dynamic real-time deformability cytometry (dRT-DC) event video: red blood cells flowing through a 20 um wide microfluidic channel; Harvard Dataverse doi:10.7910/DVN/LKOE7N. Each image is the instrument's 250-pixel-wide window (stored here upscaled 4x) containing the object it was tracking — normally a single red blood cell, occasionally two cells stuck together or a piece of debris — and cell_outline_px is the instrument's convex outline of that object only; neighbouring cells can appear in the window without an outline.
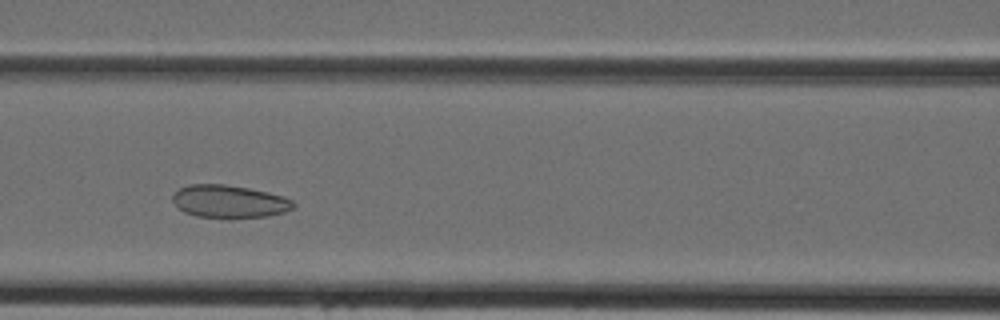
{"species": "Egyptian fruit bat (a non-hibernating species)", "species_latin": "Rousettus aegyptiacus", "temperature_condition": "cold", "stored_images_in_passage": 31, "camera_frame_rate_fps": 3000, "um_per_image_px": 0.085, "animal": {"sex": "female"}, "frame": {"image": 1, "passage_image": 8, "time_ms": 2.333, "image_size_px": [1000, 320], "cell_outline_px": [[296, 204], [292, 208], [284, 212], [268, 216], [196, 216], [184, 212], [172, 200], [172, 196], [180, 188], [188, 184], [224, 184], [248, 188], [268, 192], [284, 196], [292, 200]], "centroid_in_image_um": [19.5, 17.09], "position_along_channel_um": 147.1, "area_um2": 22.48}}
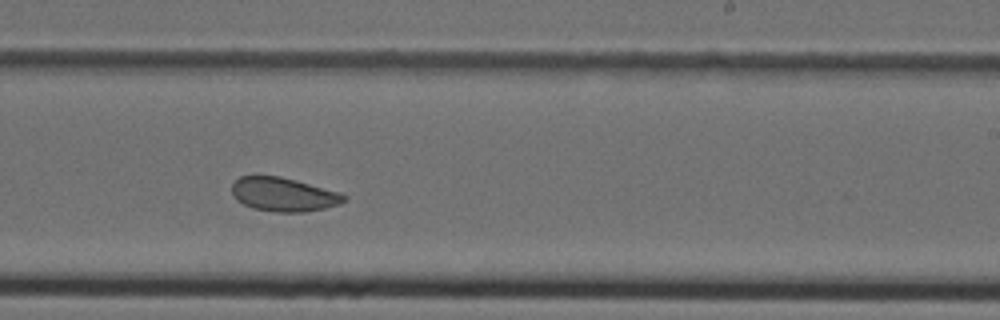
{"frame": {"image": 2, "passage_image": 16, "time_ms": 5.0, "image_size_px": [1000, 320], "cell_outline_px": [[348, 196], [340, 204], [324, 208], [304, 212], [276, 212], [252, 208], [236, 200], [232, 192], [232, 184], [240, 176], [280, 176], [296, 180], [340, 192]], "centroid_in_image_um": [24.1, 16.53], "position_along_channel_um": 264.9, "area_um2": 22.08}}
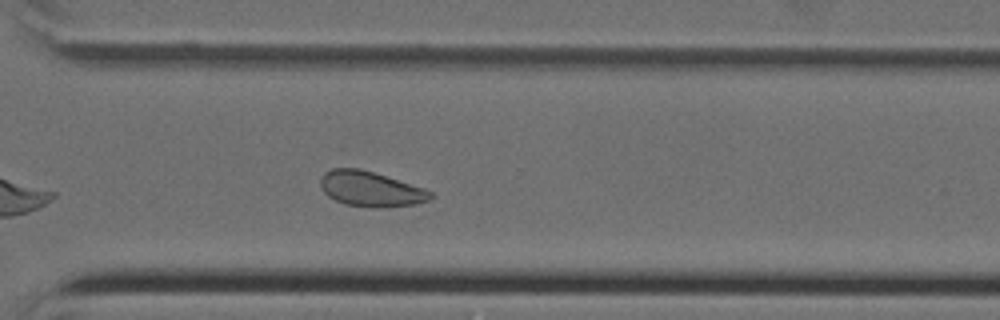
{"frame": {"image": 3, "passage_image": 21, "time_ms": 6.667, "image_size_px": [1000, 320], "cell_outline_px": [[436, 196], [428, 200], [412, 204], [344, 204], [328, 196], [324, 192], [320, 184], [320, 176], [324, 172], [332, 168], [360, 168], [424, 188], [436, 192]], "centroid_in_image_um": [31.48, 15.99], "position_along_channel_um": 339.1, "area_um2": 21.56}}